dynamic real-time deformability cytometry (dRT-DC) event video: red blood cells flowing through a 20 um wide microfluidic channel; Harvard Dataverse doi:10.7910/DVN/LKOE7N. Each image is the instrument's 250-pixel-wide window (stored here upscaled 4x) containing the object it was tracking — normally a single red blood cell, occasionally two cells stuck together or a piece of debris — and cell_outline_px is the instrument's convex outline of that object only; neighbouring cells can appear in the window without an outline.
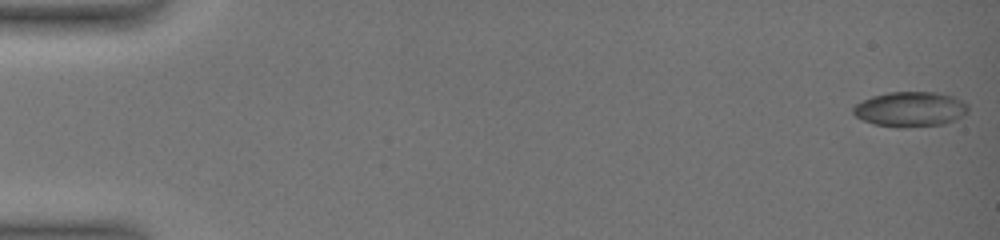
{"species": "common noctule bat (a hibernating species)", "species_latin": "Nyctalus noctula", "temperature_condition": "warm", "stored_images_in_passage": 39, "camera_frame_rate_fps": 3000, "um_per_image_px": 0.085, "animal": {"sex": "female", "body_mass_g": 19.0, "forearm_length_mm": 51.5}, "frame": {"image": 1, "passage_image": 1, "time_ms": 0.0, "image_size_px": [1000, 240], "cell_outline_px": [[968, 112], [956, 120], [944, 124], [904, 128], [900, 128], [872, 124], [856, 116], [852, 112], [852, 108], [856, 104], [872, 96], [888, 92], [936, 92], [952, 96], [968, 104]], "centroid_in_image_um": [77.38, 9.29], "position_along_channel_um": 7.6, "area_um2": 23.58}}
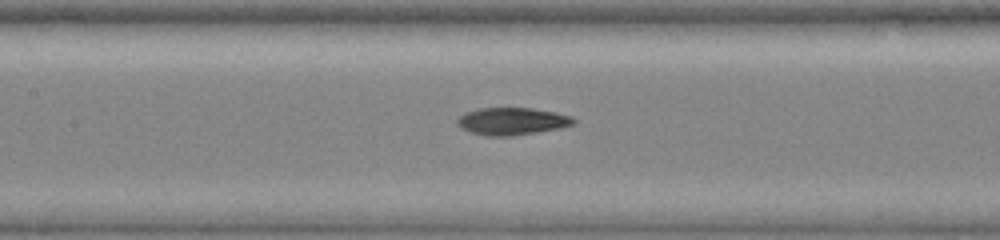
{"frame": {"image": 2, "passage_image": 24, "time_ms": 9.0, "image_size_px": [1000, 240], "cell_outline_px": [[576, 124], [560, 128], [512, 136], [484, 136], [460, 128], [456, 124], [456, 120], [464, 112], [480, 108], [532, 108], [556, 112], [572, 116], [576, 120]], "centroid_in_image_um": [43.52, 10.3], "position_along_channel_um": 163.9, "area_um2": 18.73}}
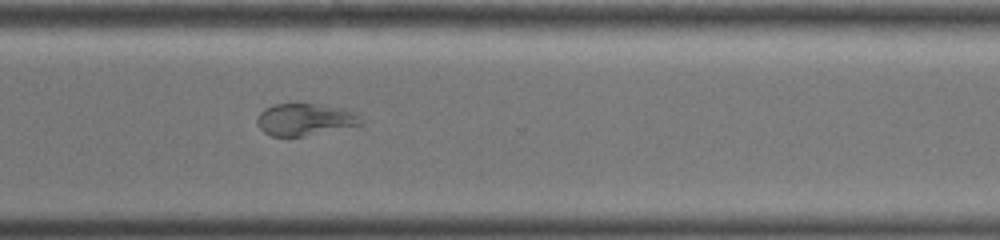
{"frame": {"image": 3, "passage_image": 39, "time_ms": 14.0, "image_size_px": [1000, 240], "cell_outline_px": [[364, 120], [360, 124], [300, 136], [272, 136], [264, 132], [256, 124], [256, 120], [260, 112], [264, 108], [272, 104], [316, 104], [356, 112]], "centroid_in_image_um": [25.85, 10.14], "position_along_channel_um": 344.8, "area_um2": 18.9}}